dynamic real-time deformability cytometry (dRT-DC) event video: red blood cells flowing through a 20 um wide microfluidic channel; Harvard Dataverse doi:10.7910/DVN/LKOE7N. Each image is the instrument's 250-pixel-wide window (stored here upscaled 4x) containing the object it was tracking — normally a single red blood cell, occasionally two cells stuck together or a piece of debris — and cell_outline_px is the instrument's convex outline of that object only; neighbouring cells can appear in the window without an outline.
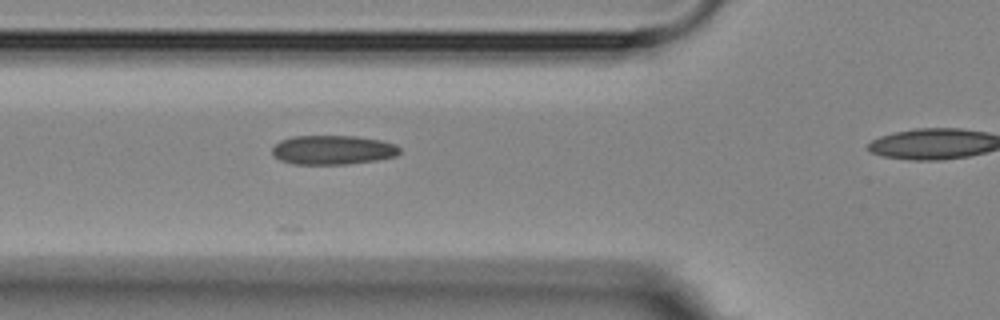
{"species": "Egyptian fruit bat (a non-hibernating species)", "species_latin": "Rousettus aegyptiacus", "temperature_condition": "room temperature", "stored_images_in_passage": 5, "segment_of_instrument_passage": [1, 2], "camera_frame_rate_fps": 3000, "um_per_image_px": 0.085, "animal": {"sex": "female"}, "frame": {"image": 1, "passage_image": 4, "time_ms": 3.333, "image_size_px": [1000, 320], "cell_outline_px": [[400, 152], [396, 156], [376, 160], [348, 164], [292, 164], [280, 160], [272, 156], [272, 148], [280, 140], [292, 136], [356, 136], [380, 140], [396, 144], [400, 148]], "centroid_in_image_um": [28.27, 12.74], "position_along_channel_um": 97.5, "area_um2": 21.85}}